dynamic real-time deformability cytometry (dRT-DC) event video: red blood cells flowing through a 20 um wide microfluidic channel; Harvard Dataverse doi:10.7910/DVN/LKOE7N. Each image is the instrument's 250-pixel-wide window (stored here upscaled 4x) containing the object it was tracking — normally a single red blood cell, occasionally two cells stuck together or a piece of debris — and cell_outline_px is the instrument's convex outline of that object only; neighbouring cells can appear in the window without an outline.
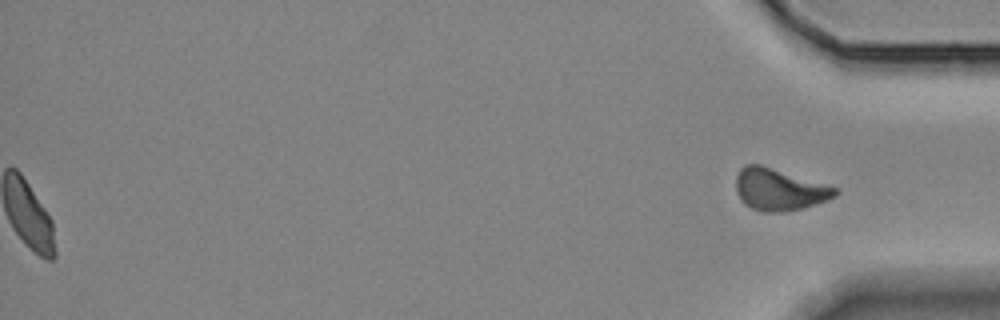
{"species": "Egyptian fruit bat (a non-hibernating species)", "species_latin": "Rousettus aegyptiacus", "temperature_condition": "room temperature", "stored_images_in_passage": 31, "segment_of_instrument_passage": [2, 2], "camera_frame_rate_fps": 3000, "um_per_image_px": 0.085, "animal": {"sex": "female"}, "frame": {"image": 1, "passage_image": 31, "time_ms": 10.0, "image_size_px": [1000, 320], "cell_outline_px": [[840, 192], [836, 196], [828, 200], [804, 208], [784, 212], [760, 212], [744, 204], [740, 200], [736, 192], [736, 176], [740, 168], [744, 164], [760, 164], [836, 188]], "centroid_in_image_um": [66.19, 16.13], "position_along_channel_um": 369.0, "area_um2": 24.22}}